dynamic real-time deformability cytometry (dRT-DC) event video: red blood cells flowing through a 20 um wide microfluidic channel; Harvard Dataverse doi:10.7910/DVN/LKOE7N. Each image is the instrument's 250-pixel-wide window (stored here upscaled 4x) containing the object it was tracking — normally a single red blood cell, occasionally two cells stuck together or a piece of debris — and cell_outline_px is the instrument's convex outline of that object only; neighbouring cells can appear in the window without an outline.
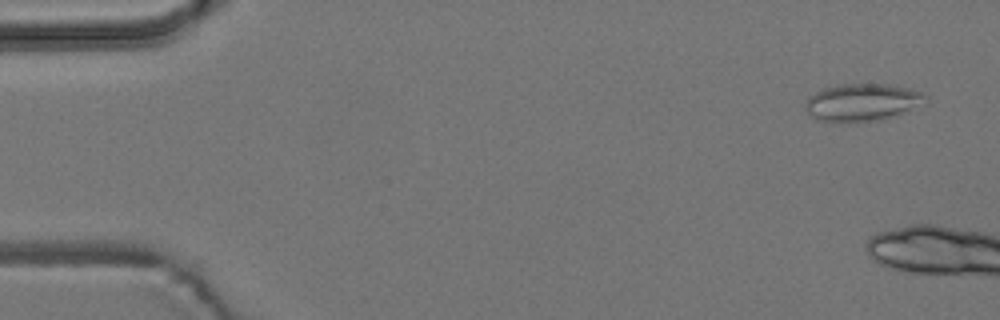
{"species": "common noctule bat (a hibernating species)", "species_latin": "Nyctalus noctula", "temperature_condition": "room temperature", "stored_images_in_passage": 8, "camera_frame_rate_fps": 3000, "um_per_image_px": 0.085, "animal": {"sex": "male", "body_mass_g": 19.2, "forearm_length_mm": 51.8}, "frame": {"image": 1, "passage_image": 1, "time_ms": 0.0, "image_size_px": [1000, 320], "cell_outline_px": [[928, 104], [896, 116], [884, 120], [856, 124], [840, 124], [816, 120], [804, 108], [804, 104], [808, 96], [820, 88], [840, 84], [888, 84], [908, 88], [924, 92], [928, 96]], "centroid_in_image_um": [73.32, 8.74], "position_along_channel_um": 11.7, "area_um2": 27.74}}
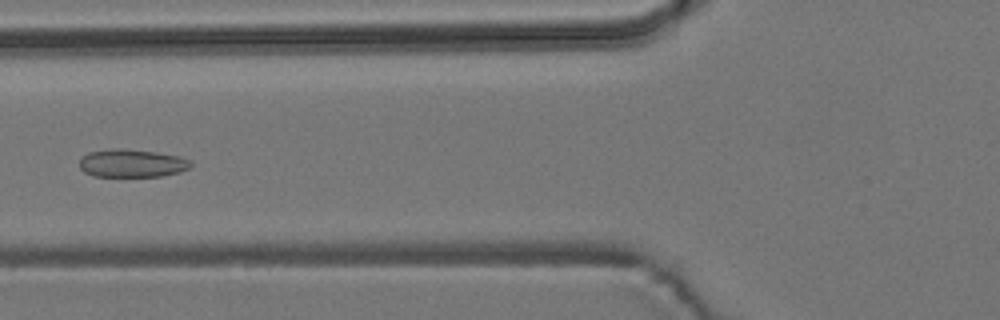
{"frame": {"image": 2, "passage_image": 7, "time_ms": 8.0, "image_size_px": [1000, 320], "cell_outline_px": [[192, 164], [188, 168], [180, 172], [164, 176], [92, 176], [84, 172], [80, 168], [80, 160], [88, 152], [112, 148], [124, 148], [156, 152], [180, 156], [192, 160]], "centroid_in_image_um": [11.23, 13.87], "position_along_channel_um": 114.6, "area_um2": 18.32}}
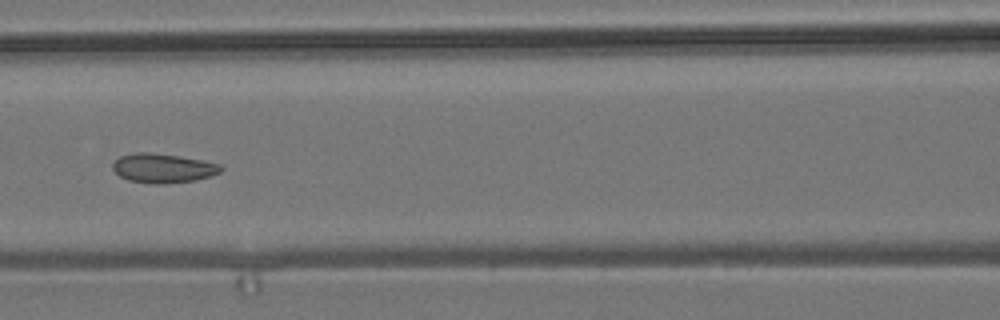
{"frame": {"image": 3, "passage_image": 8, "time_ms": 9.0, "image_size_px": [1000, 320], "cell_outline_px": [[224, 168], [220, 172], [212, 176], [196, 180], [168, 184], [152, 184], [128, 180], [120, 176], [112, 168], [112, 164], [120, 156], [136, 152], [152, 152], [180, 156], [220, 164]], "centroid_in_image_um": [13.87, 14.3], "position_along_channel_um": 152.7, "area_um2": 18.61}}